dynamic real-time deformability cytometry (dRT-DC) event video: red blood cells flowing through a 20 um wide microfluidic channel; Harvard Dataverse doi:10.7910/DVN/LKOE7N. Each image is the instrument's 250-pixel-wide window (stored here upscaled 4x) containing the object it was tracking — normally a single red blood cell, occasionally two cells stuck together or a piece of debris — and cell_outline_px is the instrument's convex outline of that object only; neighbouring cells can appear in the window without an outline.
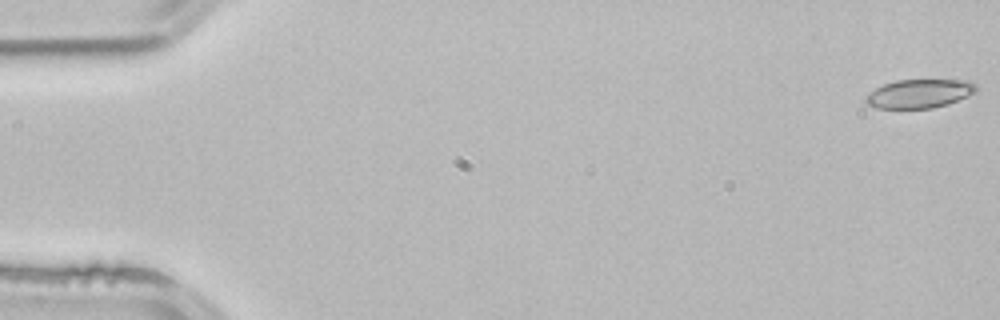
{"species": "common noctule bat (a hibernating species)", "species_latin": "Nyctalus noctula", "temperature_condition": "room temperature", "stored_images_in_passage": 15, "camera_frame_rate_fps": 3000, "um_per_image_px": 0.085, "animal": {"sex": "male", "body_mass_g": 21.5, "forearm_length_mm": 52.0}, "frame": {"image": 1, "passage_image": 1, "time_ms": 0.0, "image_size_px": [1000, 320], "cell_outline_px": [[976, 92], [948, 104], [932, 108], [876, 108], [868, 104], [864, 100], [864, 96], [868, 92], [884, 84], [896, 80], [968, 80], [976, 84]], "centroid_in_image_um": [78.12, 7.95], "position_along_channel_um": 6.9, "area_um2": 18.5}}
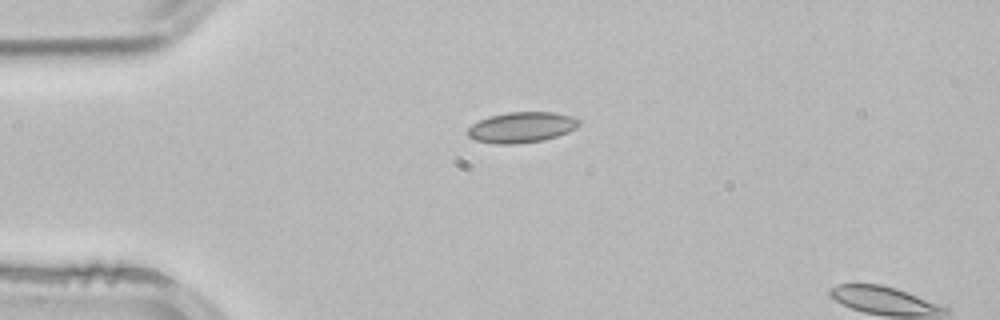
{"frame": {"image": 2, "passage_image": 13, "time_ms": 4.0, "image_size_px": [1000, 320], "cell_outline_px": [[580, 124], [576, 128], [568, 132], [544, 140], [516, 144], [496, 144], [476, 140], [468, 136], [468, 128], [472, 124], [488, 116], [508, 112], [556, 112], [572, 116], [580, 120]], "centroid_in_image_um": [44.35, 10.82], "position_along_channel_um": 40.6, "area_um2": 19.94}}